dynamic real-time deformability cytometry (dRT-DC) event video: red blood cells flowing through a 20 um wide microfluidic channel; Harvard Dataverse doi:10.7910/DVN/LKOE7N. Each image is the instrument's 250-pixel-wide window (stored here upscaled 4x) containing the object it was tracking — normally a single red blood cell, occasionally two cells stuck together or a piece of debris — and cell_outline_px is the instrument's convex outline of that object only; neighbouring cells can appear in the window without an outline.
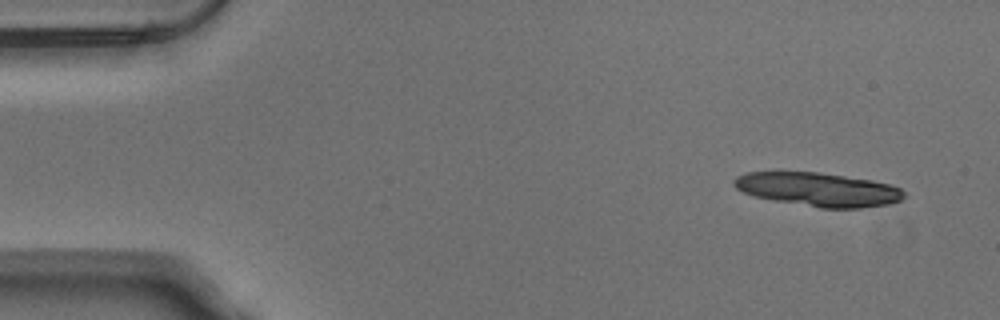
{"species": "Egyptian fruit bat (a non-hibernating species)", "species_latin": "Rousettus aegyptiacus", "temperature_condition": "warm", "stored_images_in_passage": 12, "camera_frame_rate_fps": 3000, "um_per_image_px": 0.085, "animal": {"sex": "male"}, "frame": {"image": 1, "passage_image": 1, "time_ms": 0.0, "image_size_px": [1000, 320], "cell_outline_px": [[904, 196], [900, 200], [888, 204], [860, 208], [820, 208], [776, 200], [756, 196], [744, 192], [736, 188], [732, 184], [732, 180], [736, 176], [748, 172], [816, 172], [872, 180], [888, 184], [900, 188], [904, 192]], "centroid_in_image_um": [69.54, 16.1], "position_along_channel_um": 15.5, "area_um2": 33.06}}